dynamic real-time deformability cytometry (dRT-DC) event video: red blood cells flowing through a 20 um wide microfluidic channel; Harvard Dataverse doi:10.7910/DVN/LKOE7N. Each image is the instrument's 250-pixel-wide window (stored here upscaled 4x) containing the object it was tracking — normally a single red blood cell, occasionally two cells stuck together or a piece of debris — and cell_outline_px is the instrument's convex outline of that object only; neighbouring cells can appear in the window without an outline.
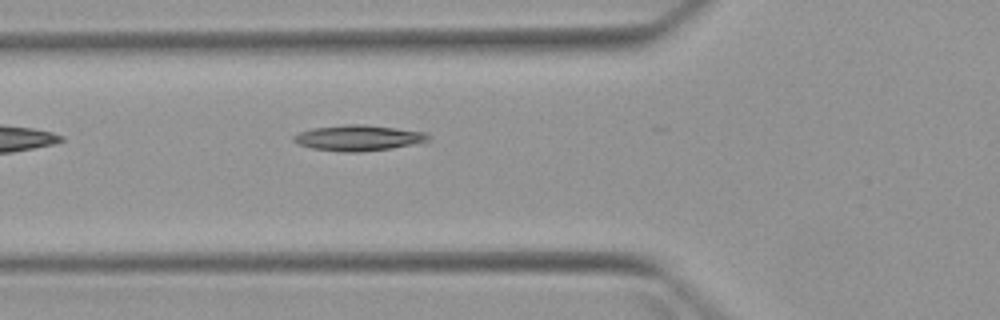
{"species": "Egyptian fruit bat (a non-hibernating species)", "species_latin": "Rousettus aegyptiacus", "temperature_condition": "warm", "stored_images_in_passage": 4, "camera_frame_rate_fps": 3000, "um_per_image_px": 0.085, "animal": {"sex": "female"}, "frame": {"image": 1, "passage_image": 4, "time_ms": 4.0, "image_size_px": [1000, 320], "cell_outline_px": [[432, 140], [392, 148], [360, 152], [340, 152], [312, 148], [296, 144], [292, 140], [292, 136], [300, 132], [312, 128], [344, 124], [364, 124], [428, 132]], "centroid_in_image_um": [30.46, 11.72], "position_along_channel_um": 95.3, "area_um2": 20.4}}